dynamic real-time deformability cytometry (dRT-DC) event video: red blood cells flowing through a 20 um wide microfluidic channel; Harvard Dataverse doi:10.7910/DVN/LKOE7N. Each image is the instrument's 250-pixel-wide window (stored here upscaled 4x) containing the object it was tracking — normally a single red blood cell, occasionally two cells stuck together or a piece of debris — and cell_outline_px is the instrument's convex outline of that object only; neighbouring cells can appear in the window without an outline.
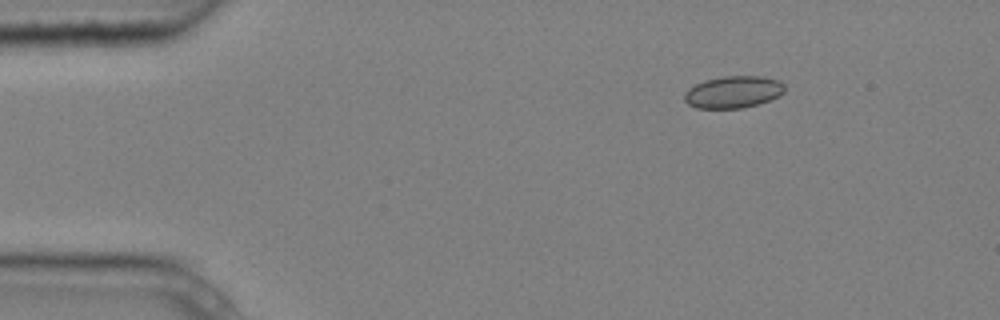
{"species": "common noctule bat (a hibernating species)", "species_latin": "Nyctalus noctula", "temperature_condition": "cold", "stored_images_in_passage": 6, "camera_frame_rate_fps": 3000, "um_per_image_px": 0.085, "animal": {"sex": "male", "body_mass_g": 20.4}, "frame": {"image": 1, "passage_image": 3, "time_ms": 0.667, "image_size_px": [1000, 320], "cell_outline_px": [[784, 92], [780, 96], [756, 104], [740, 108], [696, 108], [688, 104], [684, 100], [684, 92], [688, 88], [704, 80], [724, 76], [764, 76], [776, 80], [784, 84]], "centroid_in_image_um": [62.3, 7.81], "position_along_channel_um": 22.7, "area_um2": 18.67}}
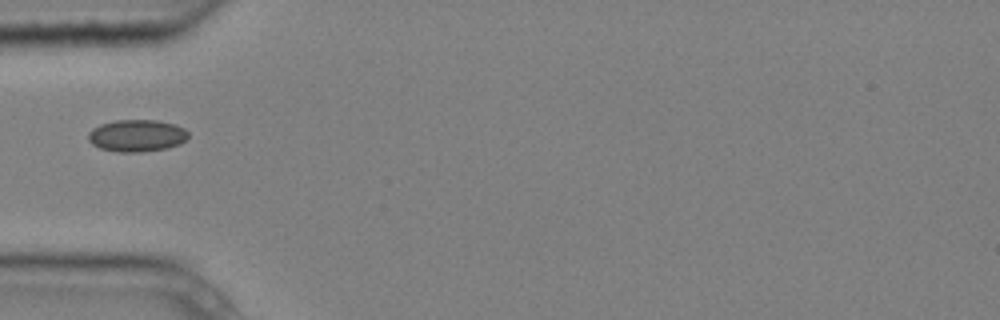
{"frame": {"image": 2, "passage_image": 6, "time_ms": 1.667, "image_size_px": [1000, 320], "cell_outline_px": [[188, 136], [180, 144], [168, 148], [140, 152], [116, 152], [100, 148], [92, 144], [88, 140], [88, 132], [92, 128], [100, 124], [116, 120], [156, 120], [176, 124], [184, 128], [188, 132]], "centroid_in_image_um": [11.62, 11.53], "position_along_channel_um": 73.4, "area_um2": 18.84}}